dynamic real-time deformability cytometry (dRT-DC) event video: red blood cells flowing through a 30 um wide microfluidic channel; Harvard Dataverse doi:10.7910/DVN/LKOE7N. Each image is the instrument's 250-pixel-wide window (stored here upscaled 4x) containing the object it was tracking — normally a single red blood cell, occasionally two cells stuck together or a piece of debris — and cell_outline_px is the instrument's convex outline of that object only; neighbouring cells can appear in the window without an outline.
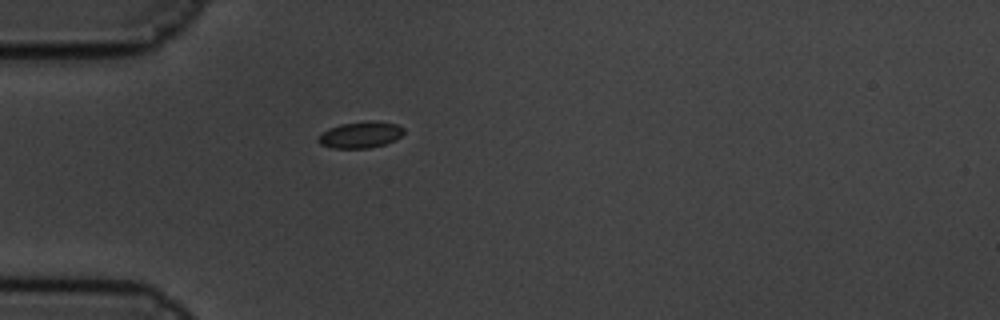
{"species": "common noctule bat (a hibernating species)", "species_latin": "Nyctalus noctula", "temperature_condition": "cold", "stored_images_in_passage": 38, "camera_frame_rate_fps": 3000, "um_per_image_px": 0.085, "animal": {"sex": "male", "body_mass_g": 19.5, "forearm_length_mm": 54.6}, "frame": {"image": 1, "passage_image": 1, "time_ms": 0.0, "image_size_px": [1000, 320], "cell_outline_px": [[404, 132], [400, 136], [384, 144], [368, 148], [332, 148], [320, 144], [316, 140], [328, 128], [340, 124], [372, 120], [396, 124], [404, 128]], "centroid_in_image_um": [30.62, 11.45], "position_along_channel_um": 54.4, "area_um2": 13.01}}
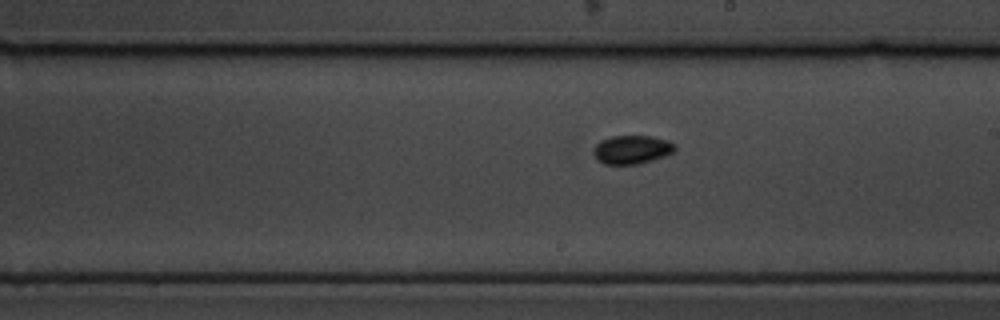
{"frame": {"image": 2, "passage_image": 18, "time_ms": 5.667, "image_size_px": [1000, 320], "cell_outline_px": [[676, 148], [672, 152], [664, 156], [640, 164], [604, 164], [596, 160], [592, 152], [596, 144], [600, 140], [612, 136], [652, 136], [668, 140], [676, 144]], "centroid_in_image_um": [53.69, 12.71], "position_along_channel_um": 235.3, "area_um2": 13.7}}
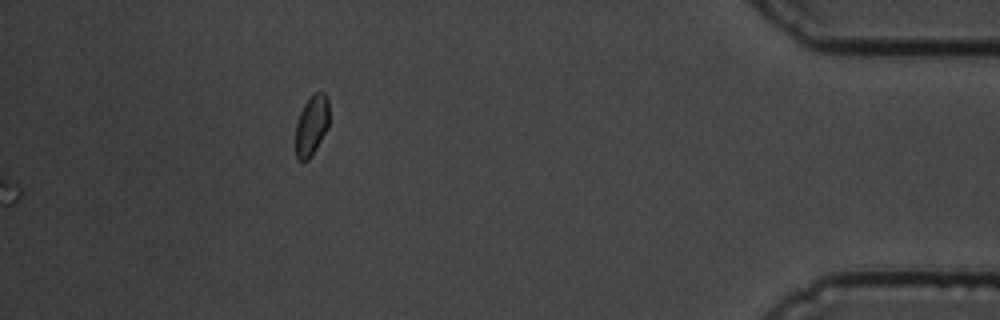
{"frame": {"image": 3, "passage_image": 38, "time_ms": 12.333, "image_size_px": [1000, 320], "cell_outline_px": [[328, 128], [316, 148], [308, 160], [300, 160], [296, 156], [296, 124], [300, 112], [304, 104], [312, 92], [324, 92], [328, 96]], "centroid_in_image_um": [26.49, 10.6], "position_along_channel_um": 408.7, "area_um2": 11.79}, "authors_computed_cell_mechanics": {"area_um2": 12.7449, "velocity_mm_per_s": 3.3413, "shape_relaxation_time_tau1_ms": 1.3557, "shape_relaxation_time_tau2_ms": 4.0983, "deformation_change_tau1": 0.0516, "deformation_change_tau2": 0.0401}}